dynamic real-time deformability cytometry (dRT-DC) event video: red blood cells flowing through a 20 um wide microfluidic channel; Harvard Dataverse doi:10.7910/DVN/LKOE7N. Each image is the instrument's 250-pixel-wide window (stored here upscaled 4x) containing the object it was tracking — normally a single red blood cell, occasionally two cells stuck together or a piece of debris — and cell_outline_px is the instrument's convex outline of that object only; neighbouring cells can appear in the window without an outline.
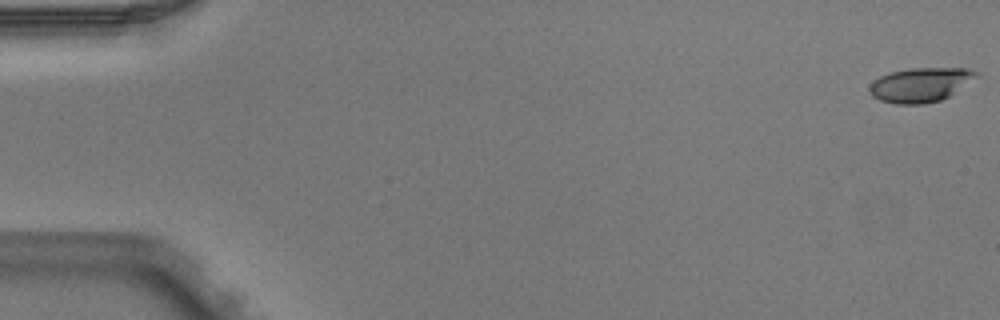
{"species": "Egyptian fruit bat (a non-hibernating species)", "species_latin": "Rousettus aegyptiacus", "temperature_condition": "warm", "stored_images_in_passage": 6, "segment_of_instrument_passage": [1, 2], "camera_frame_rate_fps": 3000, "um_per_image_px": 0.085, "animal": {"sex": "male"}, "frame": {"image": 1, "passage_image": 1, "time_ms": 0.0, "image_size_px": [1000, 320], "cell_outline_px": [[980, 76], [948, 96], [940, 100], [924, 104], [896, 104], [880, 100], [872, 96], [868, 92], [868, 88], [872, 80], [888, 72], [908, 68], [964, 68], [976, 72]], "centroid_in_image_um": [78.19, 7.2], "position_along_channel_um": 6.8, "area_um2": 21.5}}